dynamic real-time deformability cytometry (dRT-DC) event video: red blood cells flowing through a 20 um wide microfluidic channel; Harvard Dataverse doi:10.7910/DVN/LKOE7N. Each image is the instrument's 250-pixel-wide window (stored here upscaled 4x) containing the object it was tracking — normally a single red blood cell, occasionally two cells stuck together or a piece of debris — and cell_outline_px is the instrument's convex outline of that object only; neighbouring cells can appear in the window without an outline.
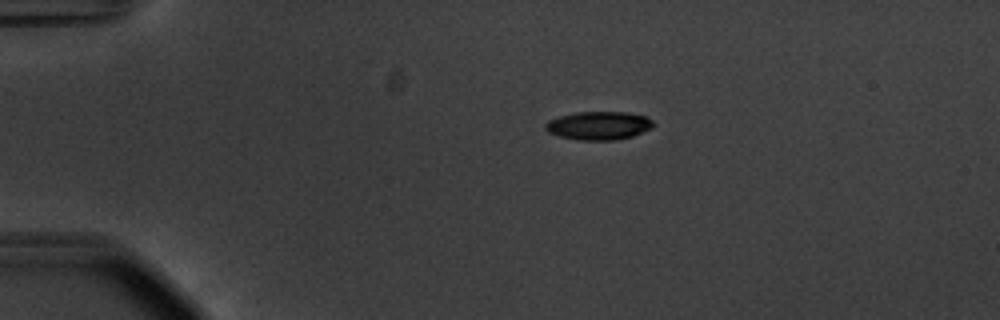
{"species": "common noctule bat (a hibernating species)", "species_latin": "Nyctalus noctula", "temperature_condition": "warm", "stored_images_in_passage": 44, "camera_frame_rate_fps": 3000, "um_per_image_px": 0.085, "animal": {"sex": "male", "body_mass_g": 20.1, "forearm_length_mm": 53.5}, "frame": {"image": 1, "passage_image": 1, "time_ms": 0.0, "image_size_px": [1000, 320], "cell_outline_px": [[656, 124], [652, 128], [632, 136], [616, 140], [580, 140], [560, 136], [548, 132], [544, 128], [544, 124], [548, 120], [560, 116], [576, 112], [628, 112], [648, 116]], "centroid_in_image_um": [50.92, 10.66], "position_along_channel_um": 34.1, "area_um2": 17.98}}
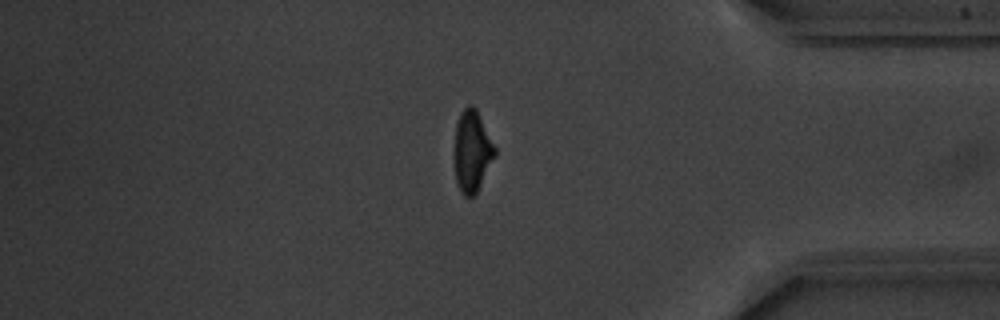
{"frame": {"image": 2, "passage_image": 36, "time_ms": 11.667, "image_size_px": [1000, 320], "cell_outline_px": [[496, 156], [476, 192], [472, 196], [464, 196], [456, 184], [456, 124], [460, 112], [468, 104], [472, 104], [476, 108], [496, 148]], "centroid_in_image_um": [40.15, 12.82], "position_along_channel_um": 395.0, "area_um2": 18.84}}
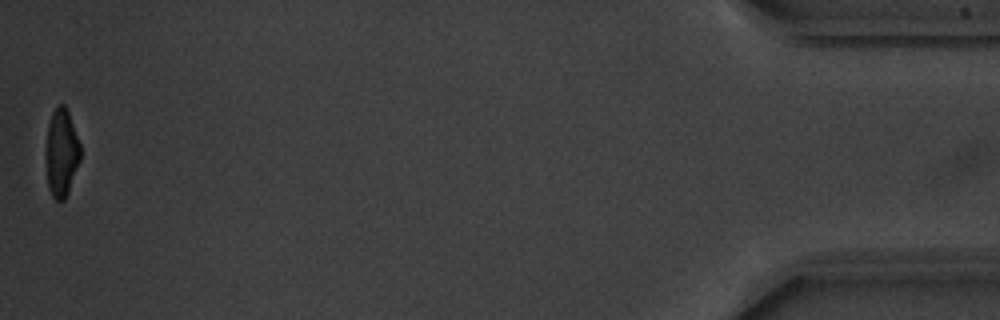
{"frame": {"image": 3, "passage_image": 44, "time_ms": 14.333, "image_size_px": [1000, 320], "cell_outline_px": [[80, 160], [68, 192], [64, 200], [56, 200], [52, 196], [48, 188], [48, 124], [52, 112], [60, 104], [64, 104], [68, 112], [80, 144]], "centroid_in_image_um": [5.26, 12.99], "position_along_channel_um": 429.9, "area_um2": 16.88}, "authors_computed_cell_mechanics": {"area_um2": 19.1318, "velocity_mm_per_s": 3.7304, "shape_relaxation_time_tau1_ms": 2.7829, "shape_relaxation_time_tau2_ms": 1.9655, "deformation_change_tau1": 0.1613, "deformation_change_tau2": 0.0736}}